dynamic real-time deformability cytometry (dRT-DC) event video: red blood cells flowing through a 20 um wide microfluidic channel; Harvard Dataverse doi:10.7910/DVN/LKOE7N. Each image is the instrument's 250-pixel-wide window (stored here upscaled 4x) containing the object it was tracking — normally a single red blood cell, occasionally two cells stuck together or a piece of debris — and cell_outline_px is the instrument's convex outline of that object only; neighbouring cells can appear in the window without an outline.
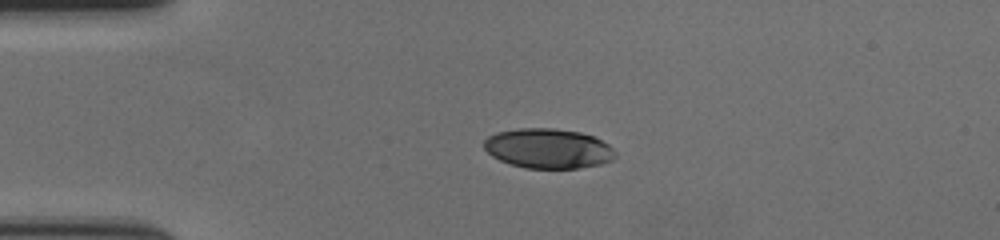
{"species": "human", "species_latin": "Homo sapiens", "temperature_condition": "cold", "stored_images_in_passage": 45, "camera_frame_rate_fps": 3000, "um_per_image_px": 0.085, "donor": {"sex": "female"}, "frame": {"image": 1, "passage_image": 1, "time_ms": 0.0, "image_size_px": [1000, 240], "cell_outline_px": [[616, 156], [612, 160], [600, 164], [580, 168], [524, 168], [508, 164], [492, 156], [484, 148], [484, 140], [488, 136], [496, 132], [520, 128], [552, 128], [580, 132], [592, 136], [608, 144], [616, 152]], "centroid_in_image_um": [46.58, 12.62], "position_along_channel_um": 38.4, "area_um2": 30.52}}
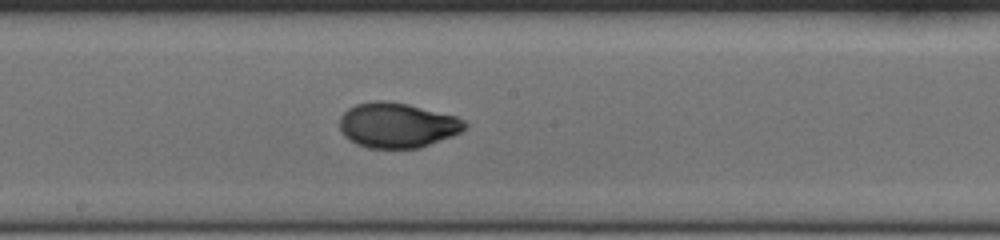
{"frame": {"image": 2, "passage_image": 19, "time_ms": 6.0, "image_size_px": [1000, 240], "cell_outline_px": [[468, 124], [460, 132], [452, 136], [420, 148], [368, 148], [356, 144], [348, 140], [340, 132], [340, 116], [348, 108], [356, 104], [372, 100], [388, 100], [408, 104], [456, 116], [464, 120]], "centroid_in_image_um": [33.73, 10.64], "position_along_channel_um": 214.5, "area_um2": 33.12}}
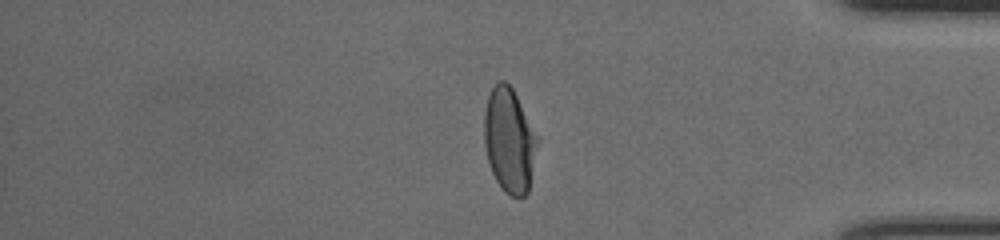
{"frame": {"image": 3, "passage_image": 36, "time_ms": 11.667, "image_size_px": [1000, 240], "cell_outline_px": [[540, 140], [528, 192], [524, 196], [512, 196], [504, 192], [496, 180], [492, 172], [488, 160], [484, 144], [484, 112], [488, 96], [496, 80], [504, 80], [512, 88], [540, 136]], "centroid_in_image_um": [43.32, 11.91], "position_along_channel_um": 391.9, "area_um2": 33.0}, "authors_computed_cell_mechanics": {"area_um2": 32.5992, "velocity_mm_per_s": 3.5553, "shape_relaxation_time_tau1_ms": 3.9243, "shape_relaxation_time_tau2_ms": 0.8847, "deformation_change_tau1": 0.1627, "deformation_change_tau2": 0.0402}}